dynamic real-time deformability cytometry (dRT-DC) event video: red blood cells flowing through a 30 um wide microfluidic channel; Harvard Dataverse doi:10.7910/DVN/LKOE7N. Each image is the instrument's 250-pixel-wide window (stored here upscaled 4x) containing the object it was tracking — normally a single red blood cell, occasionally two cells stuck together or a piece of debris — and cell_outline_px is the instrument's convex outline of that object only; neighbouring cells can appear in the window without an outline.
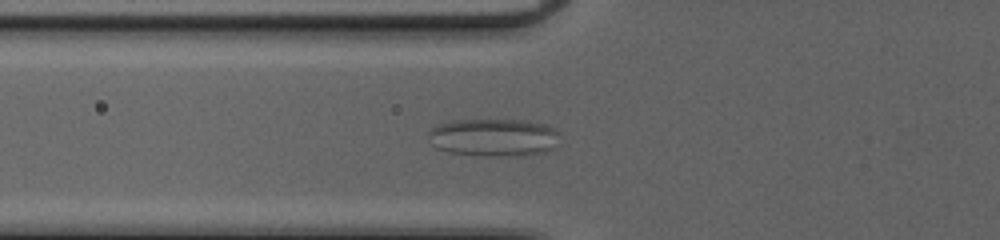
{"species": "common noctule bat (a hibernating species)", "species_latin": "Nyctalus noctula", "temperature_condition": "cold", "stored_images_in_passage": 34, "camera_frame_rate_fps": 3000, "um_per_image_px": 0.085, "animal": {"sex": "female", "body_mass_g": 20.0, "forearm_length_mm": 54.0}, "frame": {"image": 1, "passage_image": 2, "time_ms": 0.333, "image_size_px": [1000, 240], "cell_outline_px": [[556, 132], [552, 148], [544, 152], [516, 156], [480, 156], [448, 152], [436, 148], [432, 144], [428, 136], [428, 132], [432, 128], [440, 124], [452, 120], [520, 120], [544, 124], [552, 128]], "centroid_in_image_um": [41.86, 11.69], "position_along_channel_um": 83.9, "area_um2": 28.55}}
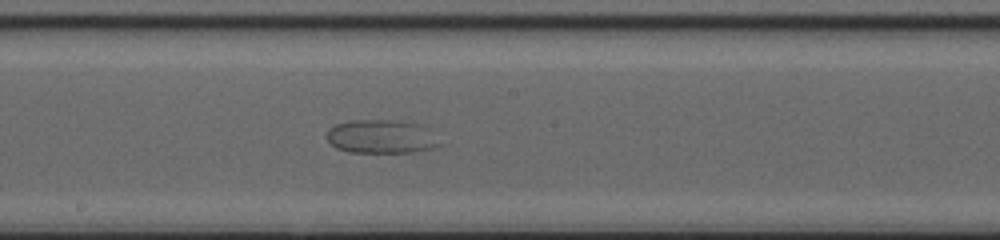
{"frame": {"image": 2, "passage_image": 12, "time_ms": 3.667, "image_size_px": [1000, 240], "cell_outline_px": [[440, 144], [432, 148], [416, 152], [348, 152], [336, 148], [328, 140], [328, 128], [336, 124], [356, 120], [388, 120], [420, 124]], "centroid_in_image_um": [32.34, 11.62], "position_along_channel_um": 215.9, "area_um2": 21.56}}
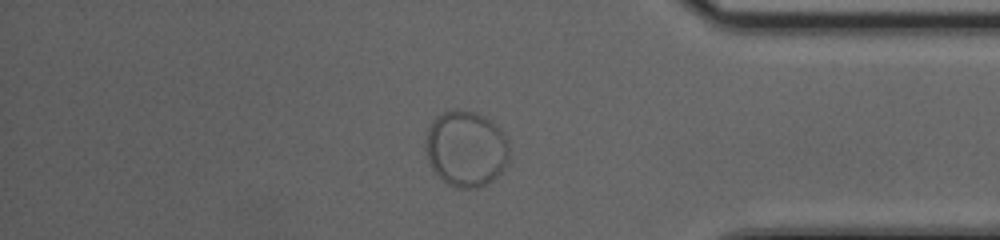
{"frame": {"image": 3, "passage_image": 27, "time_ms": 8.667, "image_size_px": [1000, 240], "cell_outline_px": [[508, 164], [492, 180], [476, 188], [460, 188], [448, 184], [432, 168], [428, 160], [428, 128], [444, 112], [476, 112], [500, 128], [508, 140]], "centroid_in_image_um": [39.67, 12.68], "position_along_channel_um": 395.5, "area_um2": 35.78}}